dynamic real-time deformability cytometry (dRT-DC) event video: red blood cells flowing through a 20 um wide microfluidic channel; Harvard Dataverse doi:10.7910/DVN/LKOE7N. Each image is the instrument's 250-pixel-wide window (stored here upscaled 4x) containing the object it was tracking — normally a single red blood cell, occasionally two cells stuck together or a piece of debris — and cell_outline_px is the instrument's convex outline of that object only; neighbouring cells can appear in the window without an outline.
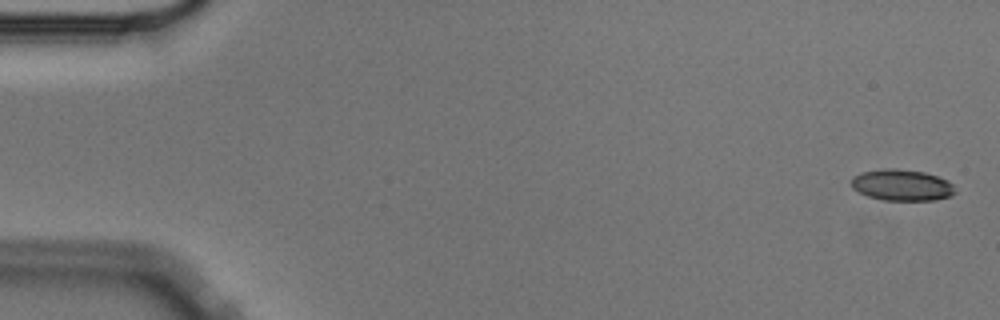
{"species": "Egyptian fruit bat (a non-hibernating species)", "species_latin": "Rousettus aegyptiacus", "temperature_condition": "cold", "stored_images_in_passage": 51, "camera_frame_rate_fps": 3000, "um_per_image_px": 0.085, "animal": {"sex": "male"}, "frame": {"image": 1, "passage_image": 2, "time_ms": 0.333, "image_size_px": [1000, 320], "cell_outline_px": [[956, 192], [952, 196], [936, 200], [884, 200], [868, 196], [852, 188], [852, 176], [864, 172], [884, 168], [896, 168], [924, 172], [948, 180], [952, 184]], "centroid_in_image_um": [76.68, 15.73], "position_along_channel_um": 8.3, "area_um2": 18.9}}
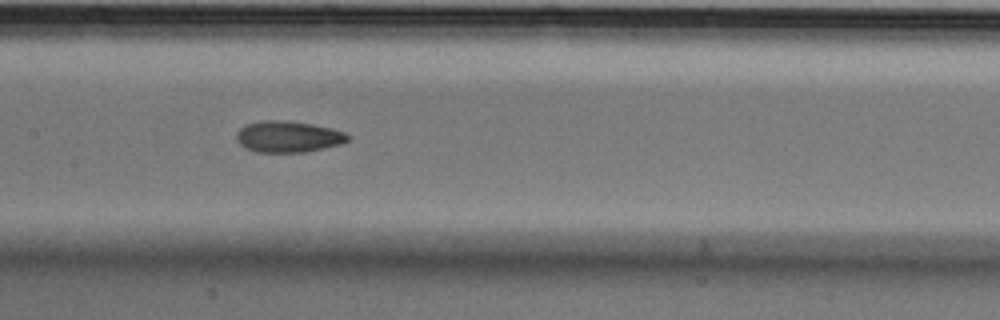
{"frame": {"image": 2, "passage_image": 28, "time_ms": 9.0, "image_size_px": [1000, 320], "cell_outline_px": [[352, 136], [348, 140], [340, 144], [308, 152], [256, 152], [244, 148], [236, 140], [236, 132], [240, 128], [248, 124], [264, 120], [280, 120], [312, 124], [332, 128], [344, 132]], "centroid_in_image_um": [24.49, 11.62], "position_along_channel_um": 182.9, "area_um2": 20.4}}
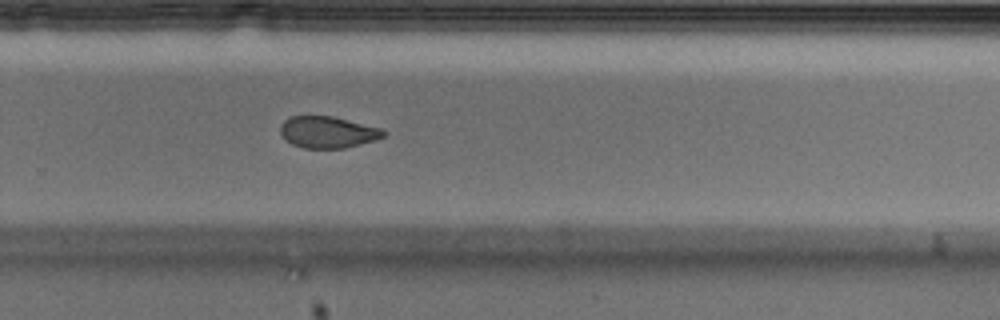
{"frame": {"image": 3, "passage_image": 38, "time_ms": 12.333, "image_size_px": [1000, 320], "cell_outline_px": [[388, 132], [384, 136], [376, 140], [344, 148], [304, 148], [292, 144], [280, 132], [280, 124], [288, 116], [332, 116], [380, 128]], "centroid_in_image_um": [27.86, 11.23], "position_along_channel_um": 301.9, "area_um2": 18.9}}